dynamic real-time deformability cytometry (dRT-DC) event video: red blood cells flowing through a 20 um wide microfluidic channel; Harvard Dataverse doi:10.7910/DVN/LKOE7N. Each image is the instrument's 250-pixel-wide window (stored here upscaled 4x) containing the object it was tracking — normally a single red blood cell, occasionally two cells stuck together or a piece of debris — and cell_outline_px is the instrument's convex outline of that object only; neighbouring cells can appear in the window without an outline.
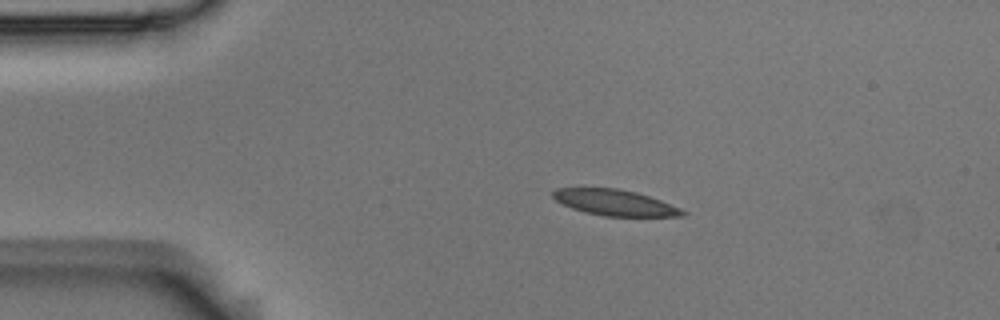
{"species": "Egyptian fruit bat (a non-hibernating species)", "species_latin": "Rousettus aegyptiacus", "temperature_condition": "room temperature", "stored_images_in_passage": 4, "camera_frame_rate_fps": 3000, "um_per_image_px": 0.085, "animal": {"sex": "male"}, "frame": {"image": 1, "passage_image": 3, "time_ms": 0.667, "image_size_px": [1000, 320], "cell_outline_px": [[688, 212], [684, 216], [604, 216], [584, 212], [572, 208], [556, 200], [552, 196], [552, 192], [556, 188], [616, 188], [636, 192], [660, 200], [680, 208]], "centroid_in_image_um": [52.26, 17.22], "position_along_channel_um": 32.7, "area_um2": 19.42}}